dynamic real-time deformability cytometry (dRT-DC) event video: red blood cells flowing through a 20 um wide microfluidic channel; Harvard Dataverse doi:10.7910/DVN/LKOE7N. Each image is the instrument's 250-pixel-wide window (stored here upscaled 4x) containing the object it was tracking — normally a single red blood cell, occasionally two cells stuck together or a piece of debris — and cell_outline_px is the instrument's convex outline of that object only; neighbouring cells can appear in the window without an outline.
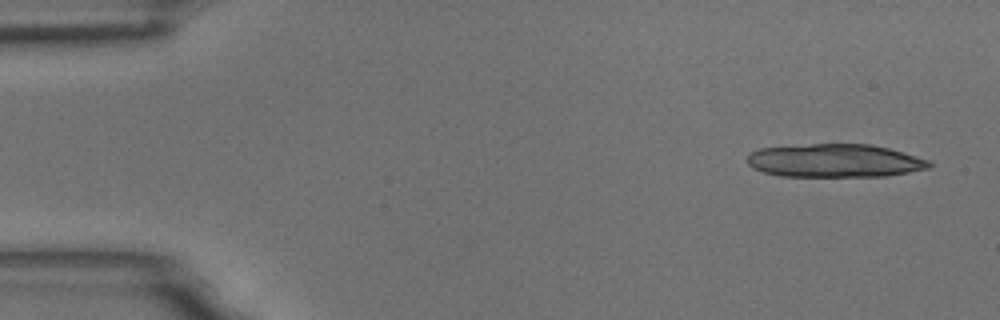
{"species": "common noctule bat (a hibernating species)", "species_latin": "Nyctalus noctula", "temperature_condition": "room temperature", "stored_images_in_passage": 5, "camera_frame_rate_fps": 3000, "um_per_image_px": 0.085, "animal": {"sex": "male", "body_mass_g": 18.8}, "frame": {"image": 1, "passage_image": 1, "time_ms": 0.0, "image_size_px": [1000, 320], "cell_outline_px": [[932, 164], [928, 168], [888, 176], [780, 176], [764, 172], [752, 168], [744, 160], [748, 152], [760, 148], [812, 144], [868, 144], [888, 148], [916, 156], [928, 160]], "centroid_in_image_um": [70.89, 13.66], "position_along_channel_um": 14.1, "area_um2": 35.32}}
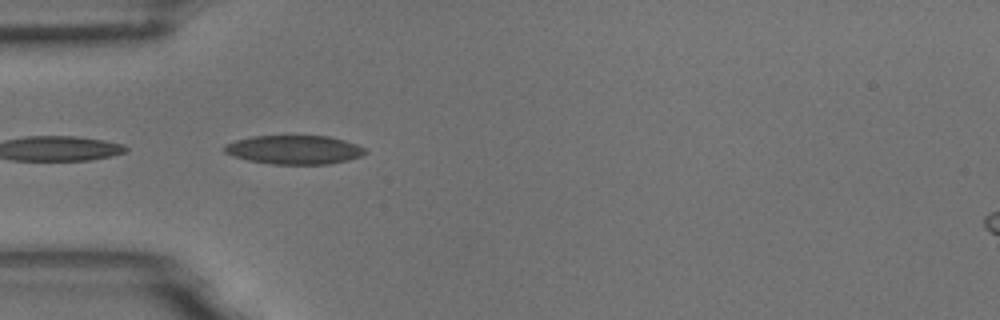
{"frame": {"image": 2, "passage_image": 5, "time_ms": 1.333, "image_size_px": [1000, 320], "cell_outline_px": [[368, 152], [364, 156], [348, 160], [328, 164], [272, 164], [248, 160], [232, 156], [224, 152], [224, 144], [236, 140], [252, 136], [328, 136], [344, 140], [356, 144], [364, 148]], "centroid_in_image_um": [25.02, 12.73], "position_along_channel_um": 60.0, "area_um2": 23.76}}